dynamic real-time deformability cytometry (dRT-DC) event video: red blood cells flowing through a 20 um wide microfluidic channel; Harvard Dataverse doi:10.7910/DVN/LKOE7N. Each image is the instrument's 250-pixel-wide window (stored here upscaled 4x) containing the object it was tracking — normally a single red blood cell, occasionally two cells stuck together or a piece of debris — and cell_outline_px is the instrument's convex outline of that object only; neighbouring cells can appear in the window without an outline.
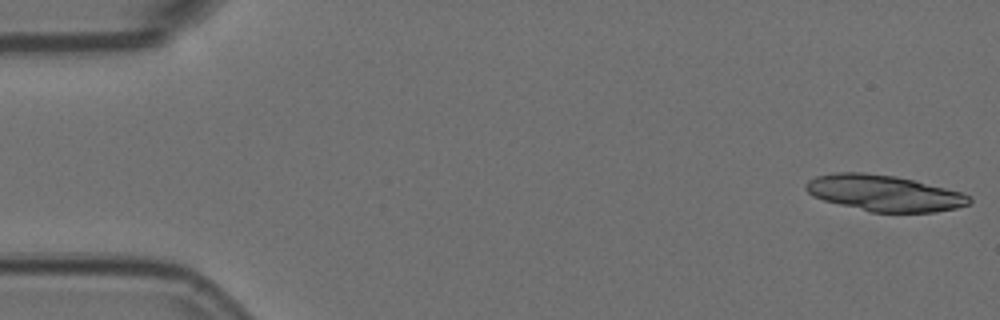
{"species": "Egyptian fruit bat (a non-hibernating species)", "species_latin": "Rousettus aegyptiacus", "temperature_condition": "room temperature", "stored_images_in_passage": 56, "camera_frame_rate_fps": 3000, "um_per_image_px": 0.085, "animal": {"sex": "female"}, "frame": {"image": 1, "passage_image": 1, "time_ms": 0.0, "image_size_px": [1000, 320], "cell_outline_px": [[972, 200], [968, 204], [956, 208], [936, 212], [872, 212], [824, 200], [812, 196], [804, 188], [804, 184], [808, 180], [816, 176], [836, 172], [864, 172], [896, 176], [960, 192], [968, 196]], "centroid_in_image_um": [75.1, 16.41], "position_along_channel_um": 9.9, "area_um2": 34.04}}
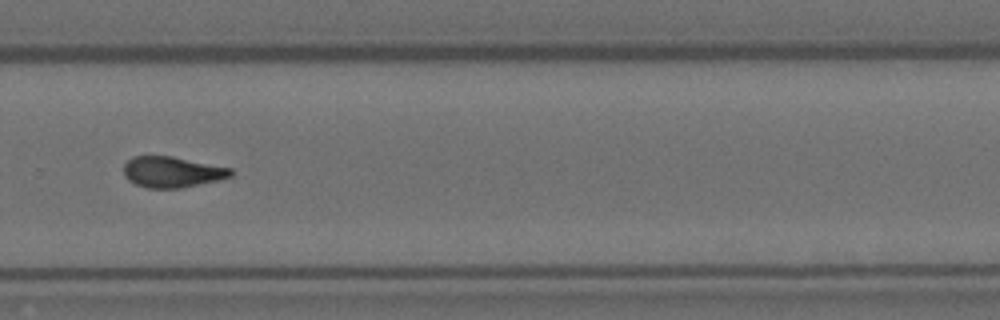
{"frame": {"image": 2, "passage_image": 38, "time_ms": 12.333, "image_size_px": [1000, 320], "cell_outline_px": [[232, 176], [220, 180], [180, 188], [148, 188], [136, 184], [128, 180], [124, 176], [124, 164], [132, 156], [172, 156], [232, 168]], "centroid_in_image_um": [14.63, 14.62], "position_along_channel_um": 315.2, "area_um2": 19.31}}
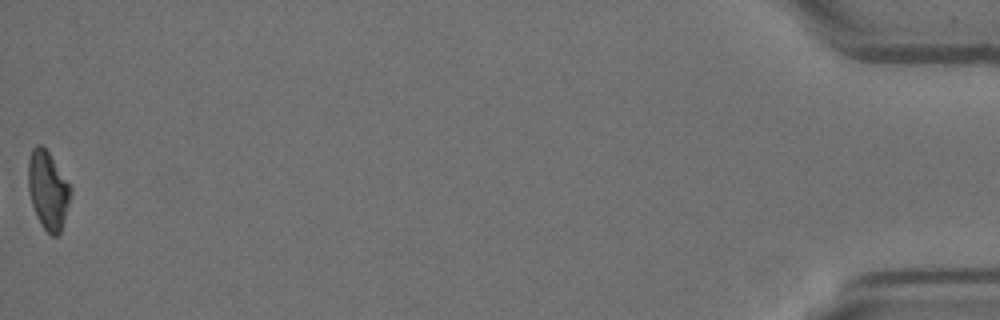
{"frame": {"image": 3, "passage_image": 56, "time_ms": 18.333, "image_size_px": [1000, 320], "cell_outline_px": [[72, 192], [60, 232], [56, 236], [52, 236], [40, 224], [36, 216], [32, 204], [28, 188], [28, 160], [32, 148], [36, 144], [40, 144], [48, 152], [72, 188]], "centroid_in_image_um": [4.06, 16.16], "position_along_channel_um": 431.1, "area_um2": 19.13}, "authors_computed_cell_mechanics": {"area_um2": 19.8832, "velocity_mm_per_s": 3.6089, "shape_relaxation_time_tau1_ms": 6.8888, "shape_relaxation_time_tau2_ms": 3.9748, "deformation_change_tau1": 0.2045, "deformation_change_tau2": 0.1206}}